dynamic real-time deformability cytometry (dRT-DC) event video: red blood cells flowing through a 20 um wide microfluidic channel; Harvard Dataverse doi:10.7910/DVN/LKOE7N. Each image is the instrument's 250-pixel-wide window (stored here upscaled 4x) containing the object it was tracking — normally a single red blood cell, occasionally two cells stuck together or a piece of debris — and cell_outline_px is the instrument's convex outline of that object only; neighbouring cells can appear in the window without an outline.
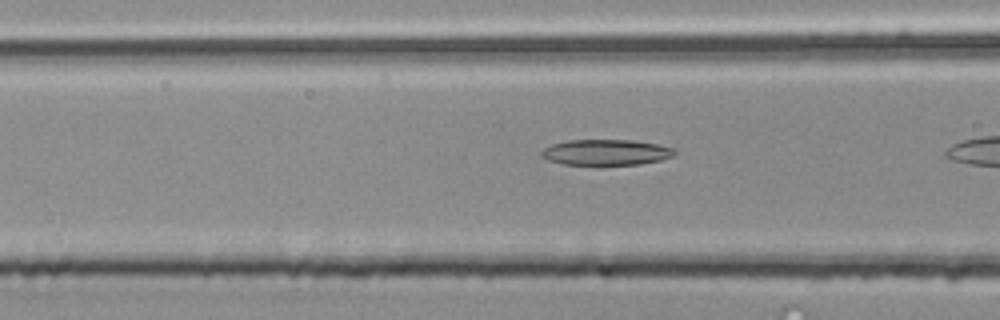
{"species": "common noctule bat (a hibernating species)", "species_latin": "Nyctalus noctula", "temperature_condition": "room temperature", "stored_images_in_passage": 5, "segment_of_instrument_passage": [2, 2], "camera_frame_rate_fps": 3000, "um_per_image_px": 0.085, "animal": {"sex": "male", "body_mass_g": 20.4}, "frame": {"image": 1, "passage_image": 5, "time_ms": 1.333, "image_size_px": [1000, 320], "cell_outline_px": [[676, 152], [672, 156], [660, 160], [640, 164], [596, 168], [564, 164], [548, 160], [540, 156], [540, 152], [544, 148], [552, 144], [568, 140], [632, 140], [656, 144], [676, 148]], "centroid_in_image_um": [51.48, 12.99], "position_along_channel_um": 115.1, "area_um2": 20.92}}